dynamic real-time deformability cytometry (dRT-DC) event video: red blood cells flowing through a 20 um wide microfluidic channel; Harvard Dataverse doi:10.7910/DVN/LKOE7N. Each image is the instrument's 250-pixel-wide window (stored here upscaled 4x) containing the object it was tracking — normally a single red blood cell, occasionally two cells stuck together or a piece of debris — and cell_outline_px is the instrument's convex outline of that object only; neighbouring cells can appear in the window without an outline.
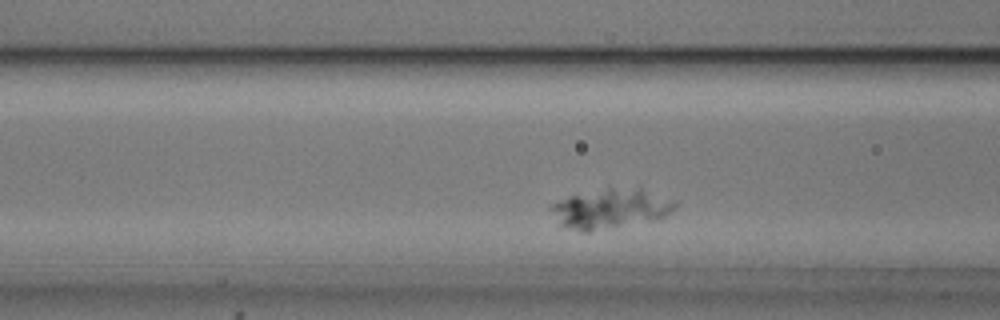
{"species": "common noctule bat (a hibernating species)", "species_latin": "Nyctalus noctula", "temperature_condition": "cold", "stored_images_in_passage": 33, "camera_frame_rate_fps": 3000, "um_per_image_px": 0.085, "animal": {"sex": "male", "body_mass_g": 20.5, "forearm_length_mm": 52.5}, "frame": {"image": 1, "passage_image": 8, "time_ms": 2.333, "image_size_px": [1000, 320], "cell_outline_px": [[676, 208], [664, 216], [656, 220], [588, 232], [584, 232], [560, 224], [548, 208], [552, 204], [568, 196], [608, 184], [640, 188], [676, 200]], "centroid_in_image_um": [51.91, 17.67], "position_along_channel_um": 114.7, "area_um2": 29.54}}
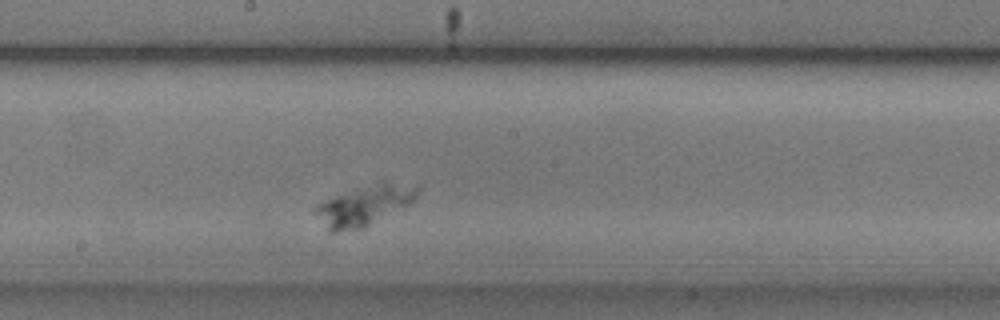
{"frame": {"image": 2, "passage_image": 17, "time_ms": 5.333, "image_size_px": [1000, 320], "cell_outline_px": [[420, 192], [408, 204], [364, 228], [336, 232], [328, 232], [312, 208], [316, 204], [336, 196], [380, 184], [420, 184]], "centroid_in_image_um": [30.95, 17.52], "position_along_channel_um": 217.3, "area_um2": 22.77}}
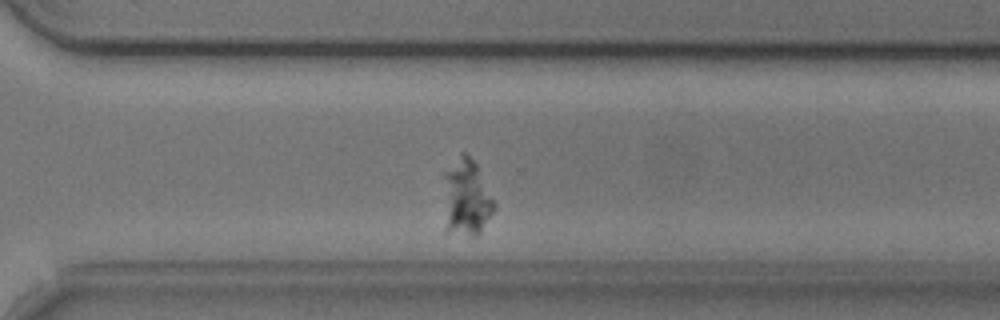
{"frame": {"image": 3, "passage_image": 27, "time_ms": 8.667, "image_size_px": [1000, 320], "cell_outline_px": [[496, 208], [480, 232], [476, 236], [468, 236], [444, 232], [444, 176], [460, 152], [464, 152], [476, 164], [496, 204]], "centroid_in_image_um": [39.62, 16.87], "position_along_channel_um": 331.0, "area_um2": 22.77}}